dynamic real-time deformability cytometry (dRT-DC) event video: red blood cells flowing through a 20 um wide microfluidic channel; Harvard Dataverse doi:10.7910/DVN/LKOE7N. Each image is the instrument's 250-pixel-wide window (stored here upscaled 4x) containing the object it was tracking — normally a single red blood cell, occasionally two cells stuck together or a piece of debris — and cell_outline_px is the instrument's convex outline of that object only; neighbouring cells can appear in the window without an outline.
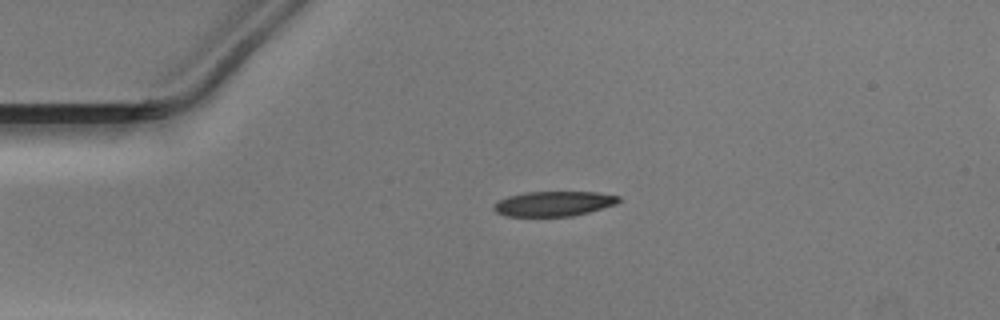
{"species": "Egyptian fruit bat (a non-hibernating species)", "species_latin": "Rousettus aegyptiacus", "temperature_condition": "warm", "stored_images_in_passage": 40, "camera_frame_rate_fps": 3000, "um_per_image_px": 0.085, "animal": {"sex": "male"}, "frame": {"image": 1, "passage_image": 1, "time_ms": 0.0, "image_size_px": [1000, 320], "cell_outline_px": [[620, 200], [616, 204], [588, 212], [572, 216], [504, 216], [496, 212], [492, 208], [492, 204], [508, 196], [524, 192], [596, 192], [620, 196]], "centroid_in_image_um": [47.03, 17.31], "position_along_channel_um": 38.0, "area_um2": 18.15}}
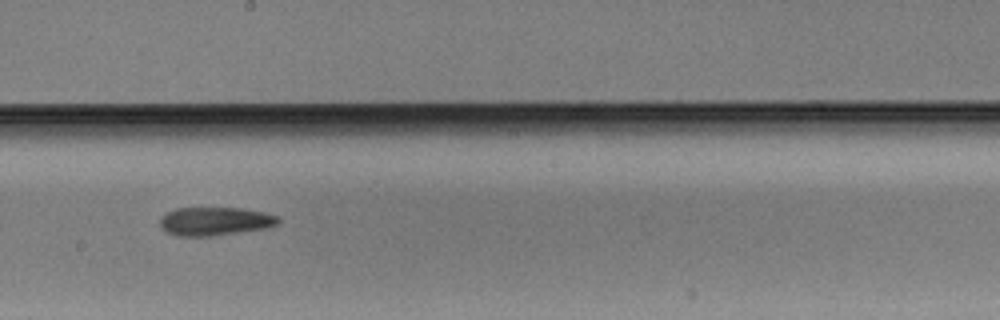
{"frame": {"image": 2, "passage_image": 18, "time_ms": 5.667, "image_size_px": [1000, 320], "cell_outline_px": [[280, 220], [276, 224], [268, 228], [212, 236], [176, 236], [160, 228], [160, 216], [176, 208], [240, 208], [264, 212], [280, 216]], "centroid_in_image_um": [18.27, 18.81], "position_along_channel_um": 229.9, "area_um2": 19.71}}
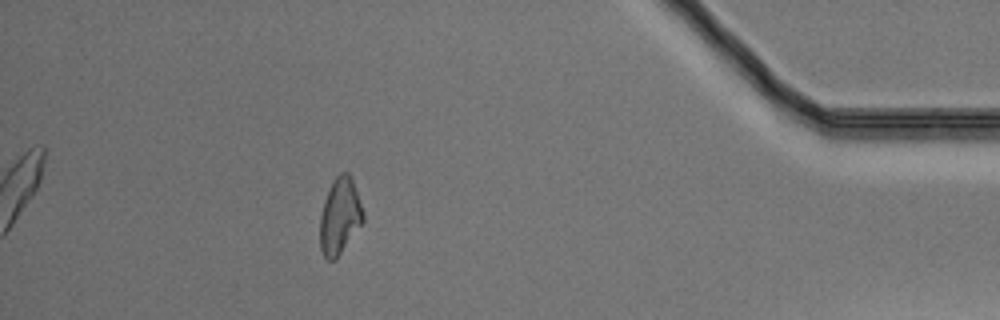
{"frame": {"image": 3, "passage_image": 35, "time_ms": 11.333, "image_size_px": [1000, 320], "cell_outline_px": [[364, 220], [336, 260], [328, 260], [324, 256], [320, 248], [320, 216], [324, 200], [332, 180], [340, 172], [348, 172], [352, 176], [364, 216]], "centroid_in_image_um": [28.87, 18.36], "position_along_channel_um": 406.3, "area_um2": 19.19}}